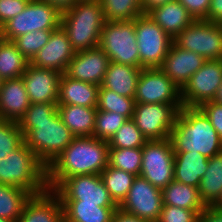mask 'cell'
I'll return each instance as SVG.
<instances>
[{"label":"cell","mask_w":222,"mask_h":222,"mask_svg":"<svg viewBox=\"0 0 222 222\" xmlns=\"http://www.w3.org/2000/svg\"><path fill=\"white\" fill-rule=\"evenodd\" d=\"M108 141L94 136L75 139L47 167L48 190L75 175H100L108 166Z\"/></svg>","instance_id":"1"},{"label":"cell","mask_w":222,"mask_h":222,"mask_svg":"<svg viewBox=\"0 0 222 222\" xmlns=\"http://www.w3.org/2000/svg\"><path fill=\"white\" fill-rule=\"evenodd\" d=\"M174 152H197L208 159L222 152V140L198 107H182L170 132Z\"/></svg>","instance_id":"2"},{"label":"cell","mask_w":222,"mask_h":222,"mask_svg":"<svg viewBox=\"0 0 222 222\" xmlns=\"http://www.w3.org/2000/svg\"><path fill=\"white\" fill-rule=\"evenodd\" d=\"M0 184L19 187L32 196L48 190L47 167L23 142L0 161Z\"/></svg>","instance_id":"3"},{"label":"cell","mask_w":222,"mask_h":222,"mask_svg":"<svg viewBox=\"0 0 222 222\" xmlns=\"http://www.w3.org/2000/svg\"><path fill=\"white\" fill-rule=\"evenodd\" d=\"M17 123L24 135V143L46 167L76 137L61 120L58 110L47 121Z\"/></svg>","instance_id":"4"},{"label":"cell","mask_w":222,"mask_h":222,"mask_svg":"<svg viewBox=\"0 0 222 222\" xmlns=\"http://www.w3.org/2000/svg\"><path fill=\"white\" fill-rule=\"evenodd\" d=\"M106 20L100 1L76 2L62 13L61 27L67 33L75 52L98 46Z\"/></svg>","instance_id":"5"},{"label":"cell","mask_w":222,"mask_h":222,"mask_svg":"<svg viewBox=\"0 0 222 222\" xmlns=\"http://www.w3.org/2000/svg\"><path fill=\"white\" fill-rule=\"evenodd\" d=\"M98 46L109 56L110 61L140 68L135 19L132 21H106Z\"/></svg>","instance_id":"6"},{"label":"cell","mask_w":222,"mask_h":222,"mask_svg":"<svg viewBox=\"0 0 222 222\" xmlns=\"http://www.w3.org/2000/svg\"><path fill=\"white\" fill-rule=\"evenodd\" d=\"M62 13L50 4L30 0L26 8L0 28V37L13 41L15 38L38 30H56L61 27Z\"/></svg>","instance_id":"7"},{"label":"cell","mask_w":222,"mask_h":222,"mask_svg":"<svg viewBox=\"0 0 222 222\" xmlns=\"http://www.w3.org/2000/svg\"><path fill=\"white\" fill-rule=\"evenodd\" d=\"M135 32L140 68H159L173 39L148 14L135 18Z\"/></svg>","instance_id":"8"},{"label":"cell","mask_w":222,"mask_h":222,"mask_svg":"<svg viewBox=\"0 0 222 222\" xmlns=\"http://www.w3.org/2000/svg\"><path fill=\"white\" fill-rule=\"evenodd\" d=\"M53 192L61 203H89L99 207H118L100 175H75L64 179Z\"/></svg>","instance_id":"9"},{"label":"cell","mask_w":222,"mask_h":222,"mask_svg":"<svg viewBox=\"0 0 222 222\" xmlns=\"http://www.w3.org/2000/svg\"><path fill=\"white\" fill-rule=\"evenodd\" d=\"M173 43L206 60L222 59V24L194 20L173 39Z\"/></svg>","instance_id":"10"},{"label":"cell","mask_w":222,"mask_h":222,"mask_svg":"<svg viewBox=\"0 0 222 222\" xmlns=\"http://www.w3.org/2000/svg\"><path fill=\"white\" fill-rule=\"evenodd\" d=\"M140 176L161 190L174 180V151L169 138L144 144Z\"/></svg>","instance_id":"11"},{"label":"cell","mask_w":222,"mask_h":222,"mask_svg":"<svg viewBox=\"0 0 222 222\" xmlns=\"http://www.w3.org/2000/svg\"><path fill=\"white\" fill-rule=\"evenodd\" d=\"M182 104L136 103L132 120L147 140L169 138Z\"/></svg>","instance_id":"12"},{"label":"cell","mask_w":222,"mask_h":222,"mask_svg":"<svg viewBox=\"0 0 222 222\" xmlns=\"http://www.w3.org/2000/svg\"><path fill=\"white\" fill-rule=\"evenodd\" d=\"M222 83V59L207 60L181 88L183 107H199L213 101Z\"/></svg>","instance_id":"13"},{"label":"cell","mask_w":222,"mask_h":222,"mask_svg":"<svg viewBox=\"0 0 222 222\" xmlns=\"http://www.w3.org/2000/svg\"><path fill=\"white\" fill-rule=\"evenodd\" d=\"M162 191L142 176H136L124 200L121 211L149 222H157L162 211Z\"/></svg>","instance_id":"14"},{"label":"cell","mask_w":222,"mask_h":222,"mask_svg":"<svg viewBox=\"0 0 222 222\" xmlns=\"http://www.w3.org/2000/svg\"><path fill=\"white\" fill-rule=\"evenodd\" d=\"M136 103L182 104L181 89L160 68H143L135 94Z\"/></svg>","instance_id":"15"},{"label":"cell","mask_w":222,"mask_h":222,"mask_svg":"<svg viewBox=\"0 0 222 222\" xmlns=\"http://www.w3.org/2000/svg\"><path fill=\"white\" fill-rule=\"evenodd\" d=\"M110 63L109 56L99 46L76 52L65 74L72 79L101 86Z\"/></svg>","instance_id":"16"},{"label":"cell","mask_w":222,"mask_h":222,"mask_svg":"<svg viewBox=\"0 0 222 222\" xmlns=\"http://www.w3.org/2000/svg\"><path fill=\"white\" fill-rule=\"evenodd\" d=\"M62 73L52 69L27 66L21 76L31 103H57Z\"/></svg>","instance_id":"17"},{"label":"cell","mask_w":222,"mask_h":222,"mask_svg":"<svg viewBox=\"0 0 222 222\" xmlns=\"http://www.w3.org/2000/svg\"><path fill=\"white\" fill-rule=\"evenodd\" d=\"M75 54L67 33L60 27L51 33L49 41L36 53L30 64L65 73Z\"/></svg>","instance_id":"18"},{"label":"cell","mask_w":222,"mask_h":222,"mask_svg":"<svg viewBox=\"0 0 222 222\" xmlns=\"http://www.w3.org/2000/svg\"><path fill=\"white\" fill-rule=\"evenodd\" d=\"M207 60L195 52L171 44L159 67L181 89Z\"/></svg>","instance_id":"19"},{"label":"cell","mask_w":222,"mask_h":222,"mask_svg":"<svg viewBox=\"0 0 222 222\" xmlns=\"http://www.w3.org/2000/svg\"><path fill=\"white\" fill-rule=\"evenodd\" d=\"M17 222H64L63 205L52 190H47L31 196Z\"/></svg>","instance_id":"20"},{"label":"cell","mask_w":222,"mask_h":222,"mask_svg":"<svg viewBox=\"0 0 222 222\" xmlns=\"http://www.w3.org/2000/svg\"><path fill=\"white\" fill-rule=\"evenodd\" d=\"M31 105L22 77L3 80L0 88V119L18 122Z\"/></svg>","instance_id":"21"},{"label":"cell","mask_w":222,"mask_h":222,"mask_svg":"<svg viewBox=\"0 0 222 222\" xmlns=\"http://www.w3.org/2000/svg\"><path fill=\"white\" fill-rule=\"evenodd\" d=\"M99 87L92 83L72 79L62 73L57 105L97 107Z\"/></svg>","instance_id":"22"},{"label":"cell","mask_w":222,"mask_h":222,"mask_svg":"<svg viewBox=\"0 0 222 222\" xmlns=\"http://www.w3.org/2000/svg\"><path fill=\"white\" fill-rule=\"evenodd\" d=\"M147 14L172 39L194 21V18L178 0L155 7Z\"/></svg>","instance_id":"23"},{"label":"cell","mask_w":222,"mask_h":222,"mask_svg":"<svg viewBox=\"0 0 222 222\" xmlns=\"http://www.w3.org/2000/svg\"><path fill=\"white\" fill-rule=\"evenodd\" d=\"M142 68L110 61L101 86L119 95L134 98Z\"/></svg>","instance_id":"24"},{"label":"cell","mask_w":222,"mask_h":222,"mask_svg":"<svg viewBox=\"0 0 222 222\" xmlns=\"http://www.w3.org/2000/svg\"><path fill=\"white\" fill-rule=\"evenodd\" d=\"M208 160L197 152H174V180L199 188Z\"/></svg>","instance_id":"25"},{"label":"cell","mask_w":222,"mask_h":222,"mask_svg":"<svg viewBox=\"0 0 222 222\" xmlns=\"http://www.w3.org/2000/svg\"><path fill=\"white\" fill-rule=\"evenodd\" d=\"M58 113L76 137L93 136L97 107L58 105Z\"/></svg>","instance_id":"26"},{"label":"cell","mask_w":222,"mask_h":222,"mask_svg":"<svg viewBox=\"0 0 222 222\" xmlns=\"http://www.w3.org/2000/svg\"><path fill=\"white\" fill-rule=\"evenodd\" d=\"M163 205L195 210L199 214L206 208L199 196L198 188L173 180L162 190Z\"/></svg>","instance_id":"27"},{"label":"cell","mask_w":222,"mask_h":222,"mask_svg":"<svg viewBox=\"0 0 222 222\" xmlns=\"http://www.w3.org/2000/svg\"><path fill=\"white\" fill-rule=\"evenodd\" d=\"M199 196L206 207L213 206L222 194V152L208 160V168L199 185Z\"/></svg>","instance_id":"28"},{"label":"cell","mask_w":222,"mask_h":222,"mask_svg":"<svg viewBox=\"0 0 222 222\" xmlns=\"http://www.w3.org/2000/svg\"><path fill=\"white\" fill-rule=\"evenodd\" d=\"M64 222H111L118 207H99L89 203H61Z\"/></svg>","instance_id":"29"},{"label":"cell","mask_w":222,"mask_h":222,"mask_svg":"<svg viewBox=\"0 0 222 222\" xmlns=\"http://www.w3.org/2000/svg\"><path fill=\"white\" fill-rule=\"evenodd\" d=\"M29 63L13 41L0 37V77L3 80L21 77Z\"/></svg>","instance_id":"30"},{"label":"cell","mask_w":222,"mask_h":222,"mask_svg":"<svg viewBox=\"0 0 222 222\" xmlns=\"http://www.w3.org/2000/svg\"><path fill=\"white\" fill-rule=\"evenodd\" d=\"M31 196L22 188L0 184V218L17 221Z\"/></svg>","instance_id":"31"},{"label":"cell","mask_w":222,"mask_h":222,"mask_svg":"<svg viewBox=\"0 0 222 222\" xmlns=\"http://www.w3.org/2000/svg\"><path fill=\"white\" fill-rule=\"evenodd\" d=\"M111 198L119 205L126 197L136 177L126 171L107 166L100 174Z\"/></svg>","instance_id":"32"},{"label":"cell","mask_w":222,"mask_h":222,"mask_svg":"<svg viewBox=\"0 0 222 222\" xmlns=\"http://www.w3.org/2000/svg\"><path fill=\"white\" fill-rule=\"evenodd\" d=\"M135 104L134 98L119 95L103 86L99 87L97 110L116 112L127 119H132Z\"/></svg>","instance_id":"33"},{"label":"cell","mask_w":222,"mask_h":222,"mask_svg":"<svg viewBox=\"0 0 222 222\" xmlns=\"http://www.w3.org/2000/svg\"><path fill=\"white\" fill-rule=\"evenodd\" d=\"M106 21H132L143 14L141 0H100Z\"/></svg>","instance_id":"34"},{"label":"cell","mask_w":222,"mask_h":222,"mask_svg":"<svg viewBox=\"0 0 222 222\" xmlns=\"http://www.w3.org/2000/svg\"><path fill=\"white\" fill-rule=\"evenodd\" d=\"M142 163V147L138 148H109L108 165L140 176Z\"/></svg>","instance_id":"35"},{"label":"cell","mask_w":222,"mask_h":222,"mask_svg":"<svg viewBox=\"0 0 222 222\" xmlns=\"http://www.w3.org/2000/svg\"><path fill=\"white\" fill-rule=\"evenodd\" d=\"M148 140L135 125L132 119H127L117 132L109 139V148L143 147Z\"/></svg>","instance_id":"36"},{"label":"cell","mask_w":222,"mask_h":222,"mask_svg":"<svg viewBox=\"0 0 222 222\" xmlns=\"http://www.w3.org/2000/svg\"><path fill=\"white\" fill-rule=\"evenodd\" d=\"M55 30H36L23 34L13 40L22 55L31 61L36 53L49 41L51 33Z\"/></svg>","instance_id":"37"},{"label":"cell","mask_w":222,"mask_h":222,"mask_svg":"<svg viewBox=\"0 0 222 222\" xmlns=\"http://www.w3.org/2000/svg\"><path fill=\"white\" fill-rule=\"evenodd\" d=\"M24 142V135L16 121L0 119V161Z\"/></svg>","instance_id":"38"},{"label":"cell","mask_w":222,"mask_h":222,"mask_svg":"<svg viewBox=\"0 0 222 222\" xmlns=\"http://www.w3.org/2000/svg\"><path fill=\"white\" fill-rule=\"evenodd\" d=\"M126 120V117L116 112L97 110L93 136L109 141Z\"/></svg>","instance_id":"39"},{"label":"cell","mask_w":222,"mask_h":222,"mask_svg":"<svg viewBox=\"0 0 222 222\" xmlns=\"http://www.w3.org/2000/svg\"><path fill=\"white\" fill-rule=\"evenodd\" d=\"M199 215L195 210L163 205L157 222H198Z\"/></svg>","instance_id":"40"},{"label":"cell","mask_w":222,"mask_h":222,"mask_svg":"<svg viewBox=\"0 0 222 222\" xmlns=\"http://www.w3.org/2000/svg\"><path fill=\"white\" fill-rule=\"evenodd\" d=\"M57 110V103H31L18 122L47 121Z\"/></svg>","instance_id":"41"},{"label":"cell","mask_w":222,"mask_h":222,"mask_svg":"<svg viewBox=\"0 0 222 222\" xmlns=\"http://www.w3.org/2000/svg\"><path fill=\"white\" fill-rule=\"evenodd\" d=\"M30 0H0V28L21 13Z\"/></svg>","instance_id":"42"},{"label":"cell","mask_w":222,"mask_h":222,"mask_svg":"<svg viewBox=\"0 0 222 222\" xmlns=\"http://www.w3.org/2000/svg\"><path fill=\"white\" fill-rule=\"evenodd\" d=\"M198 108L206 115L222 140V104L208 101Z\"/></svg>","instance_id":"43"},{"label":"cell","mask_w":222,"mask_h":222,"mask_svg":"<svg viewBox=\"0 0 222 222\" xmlns=\"http://www.w3.org/2000/svg\"><path fill=\"white\" fill-rule=\"evenodd\" d=\"M194 18V20H207L210 0H178Z\"/></svg>","instance_id":"44"},{"label":"cell","mask_w":222,"mask_h":222,"mask_svg":"<svg viewBox=\"0 0 222 222\" xmlns=\"http://www.w3.org/2000/svg\"><path fill=\"white\" fill-rule=\"evenodd\" d=\"M198 222H222V210L208 206L199 215Z\"/></svg>","instance_id":"45"},{"label":"cell","mask_w":222,"mask_h":222,"mask_svg":"<svg viewBox=\"0 0 222 222\" xmlns=\"http://www.w3.org/2000/svg\"><path fill=\"white\" fill-rule=\"evenodd\" d=\"M207 21L222 24V0H210Z\"/></svg>","instance_id":"46"},{"label":"cell","mask_w":222,"mask_h":222,"mask_svg":"<svg viewBox=\"0 0 222 222\" xmlns=\"http://www.w3.org/2000/svg\"><path fill=\"white\" fill-rule=\"evenodd\" d=\"M111 222H149L136 216L129 215L120 209H117L113 215Z\"/></svg>","instance_id":"47"},{"label":"cell","mask_w":222,"mask_h":222,"mask_svg":"<svg viewBox=\"0 0 222 222\" xmlns=\"http://www.w3.org/2000/svg\"><path fill=\"white\" fill-rule=\"evenodd\" d=\"M40 1L50 4L51 6L58 9L61 13L72 8L76 3V0H40Z\"/></svg>","instance_id":"48"},{"label":"cell","mask_w":222,"mask_h":222,"mask_svg":"<svg viewBox=\"0 0 222 222\" xmlns=\"http://www.w3.org/2000/svg\"><path fill=\"white\" fill-rule=\"evenodd\" d=\"M172 1H175V0H142L141 1L142 12L143 14H147L153 8L161 6L168 2H172Z\"/></svg>","instance_id":"49"},{"label":"cell","mask_w":222,"mask_h":222,"mask_svg":"<svg viewBox=\"0 0 222 222\" xmlns=\"http://www.w3.org/2000/svg\"><path fill=\"white\" fill-rule=\"evenodd\" d=\"M216 103L222 104V83L219 86L214 100Z\"/></svg>","instance_id":"50"},{"label":"cell","mask_w":222,"mask_h":222,"mask_svg":"<svg viewBox=\"0 0 222 222\" xmlns=\"http://www.w3.org/2000/svg\"><path fill=\"white\" fill-rule=\"evenodd\" d=\"M213 206L222 210V194L220 196V199Z\"/></svg>","instance_id":"51"},{"label":"cell","mask_w":222,"mask_h":222,"mask_svg":"<svg viewBox=\"0 0 222 222\" xmlns=\"http://www.w3.org/2000/svg\"><path fill=\"white\" fill-rule=\"evenodd\" d=\"M100 0H76V2H95Z\"/></svg>","instance_id":"52"},{"label":"cell","mask_w":222,"mask_h":222,"mask_svg":"<svg viewBox=\"0 0 222 222\" xmlns=\"http://www.w3.org/2000/svg\"><path fill=\"white\" fill-rule=\"evenodd\" d=\"M0 222H17V221H12V220H9V219L0 218Z\"/></svg>","instance_id":"53"},{"label":"cell","mask_w":222,"mask_h":222,"mask_svg":"<svg viewBox=\"0 0 222 222\" xmlns=\"http://www.w3.org/2000/svg\"><path fill=\"white\" fill-rule=\"evenodd\" d=\"M3 79L0 77V88L2 86Z\"/></svg>","instance_id":"54"}]
</instances>
